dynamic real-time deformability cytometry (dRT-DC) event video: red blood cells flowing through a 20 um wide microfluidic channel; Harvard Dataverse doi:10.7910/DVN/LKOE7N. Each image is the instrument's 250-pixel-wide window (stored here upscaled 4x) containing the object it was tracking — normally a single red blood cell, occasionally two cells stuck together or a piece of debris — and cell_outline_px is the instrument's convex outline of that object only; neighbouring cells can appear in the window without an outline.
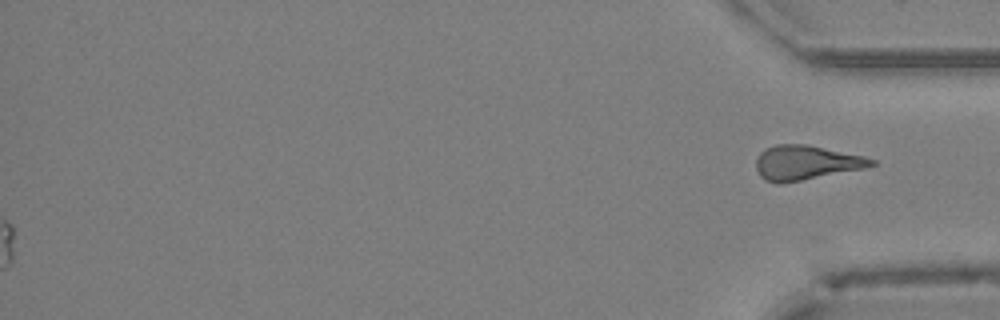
{"species": "Egyptian fruit bat (a non-hibernating species)", "species_latin": "Rousettus aegyptiacus", "temperature_condition": "cold", "stored_images_in_passage": 42, "segment_of_instrument_passage": [2, 2], "camera_frame_rate_fps": 3000, "um_per_image_px": 0.085, "animal": {"sex": "female"}, "frame": {"image": 1, "passage_image": 42, "time_ms": 13.667, "image_size_px": [1000, 320], "cell_outline_px": [[876, 164], [864, 168], [800, 180], [776, 184], [764, 180], [760, 176], [756, 168], [756, 160], [760, 152], [764, 148], [776, 144], [808, 144], [864, 156], [876, 160]], "centroid_in_image_um": [68.47, 13.81], "position_along_channel_um": 366.7, "area_um2": 23.12}}